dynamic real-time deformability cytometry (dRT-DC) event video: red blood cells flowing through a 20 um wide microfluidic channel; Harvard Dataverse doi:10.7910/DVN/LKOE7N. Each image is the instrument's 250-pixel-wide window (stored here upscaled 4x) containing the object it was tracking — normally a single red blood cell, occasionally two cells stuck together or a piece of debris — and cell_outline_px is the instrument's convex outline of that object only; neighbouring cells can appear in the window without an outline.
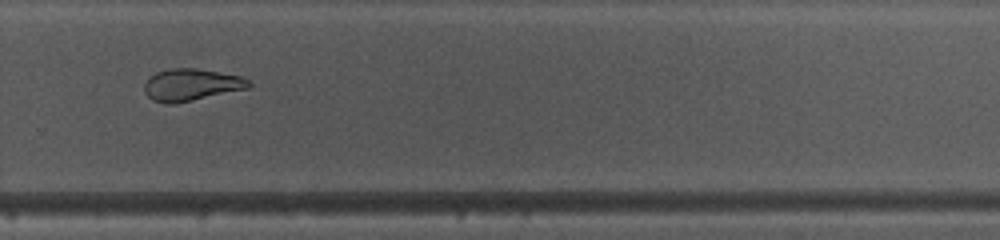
{"species": "common noctule bat (a hibernating species)", "species_latin": "Nyctalus noctula", "temperature_condition": "warm", "stored_images_in_passage": 34, "camera_frame_rate_fps": 3000, "um_per_image_px": 0.085, "animal": {"sex": "female", "body_mass_g": 10.0, "forearm_length_mm": 53.1}, "frame": {"image": 1, "passage_image": 20, "time_ms": 6.333, "image_size_px": [1000, 240], "cell_outline_px": [[252, 84], [248, 88], [192, 100], [172, 104], [168, 104], [152, 100], [144, 92], [144, 84], [156, 72], [168, 68], [192, 68], [240, 76], [248, 80]], "centroid_in_image_um": [16.22, 7.21], "position_along_channel_um": 313.6, "area_um2": 19.13}, "authors_computed_cell_mechanics": {"area_um2": 20.2589, "velocity_mm_per_s": 4.1603, "shape_relaxation_time_tau1_ms": 8.3555, "shape_relaxation_time_tau2_ms": 2.8084, "deformation_change_tau1": 0.2116, "deformation_change_tau2": 0.1016}}